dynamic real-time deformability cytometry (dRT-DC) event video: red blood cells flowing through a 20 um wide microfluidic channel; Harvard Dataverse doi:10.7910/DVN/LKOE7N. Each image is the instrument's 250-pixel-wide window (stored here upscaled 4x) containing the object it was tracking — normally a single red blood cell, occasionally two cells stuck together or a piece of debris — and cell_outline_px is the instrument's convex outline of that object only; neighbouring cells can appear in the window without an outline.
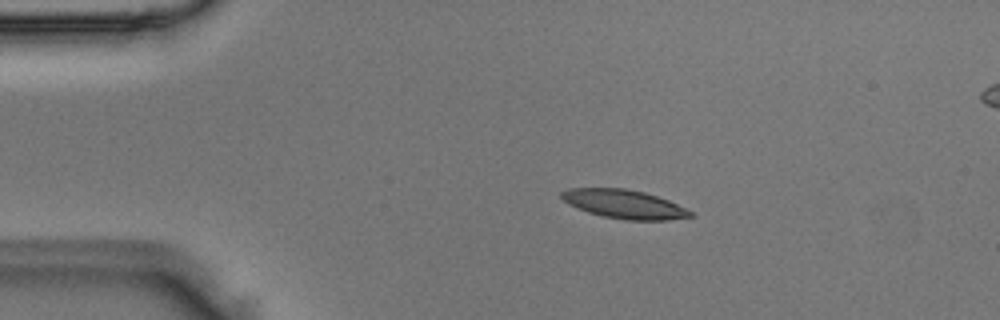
{"species": "Egyptian fruit bat (a non-hibernating species)", "species_latin": "Rousettus aegyptiacus", "temperature_condition": "room temperature", "stored_images_in_passage": 41, "camera_frame_rate_fps": 3000, "um_per_image_px": 0.085, "animal": {"sex": "male"}, "frame": {"image": 1, "passage_image": 1, "time_ms": 0.0, "image_size_px": [1000, 320], "cell_outline_px": [[692, 216], [668, 220], [624, 220], [604, 216], [588, 212], [568, 204], [560, 196], [560, 192], [568, 188], [624, 188], [644, 192], [668, 200], [692, 212]], "centroid_in_image_um": [53.01, 17.34], "position_along_channel_um": 32.0, "area_um2": 21.39}}
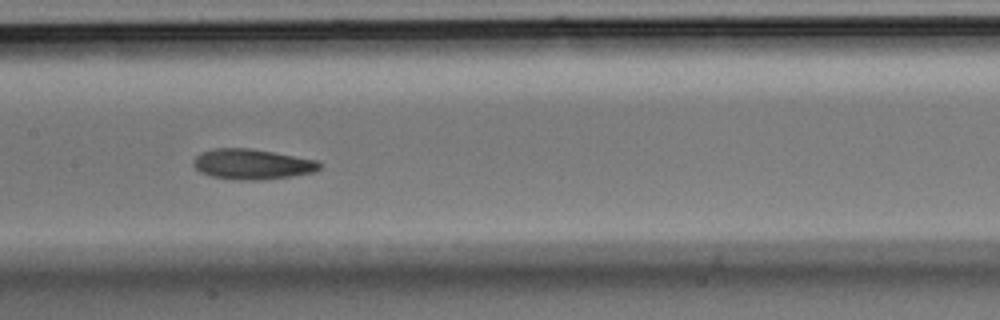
{"frame": {"image": 2, "passage_image": 16, "time_ms": 5.0, "image_size_px": [1000, 320], "cell_outline_px": [[320, 168], [316, 172], [292, 176], [260, 180], [236, 180], [212, 176], [200, 172], [192, 164], [192, 160], [200, 152], [212, 148], [248, 148], [272, 152], [316, 160], [320, 164]], "centroid_in_image_um": [21.39, 13.96], "position_along_channel_um": 186.0, "area_um2": 22.31}}
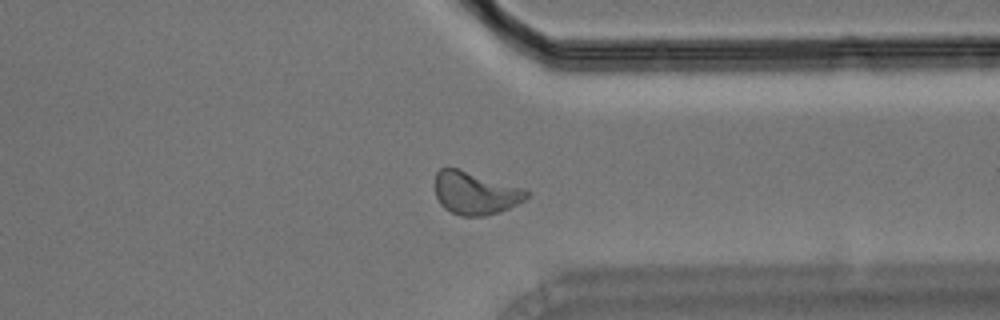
{"frame": {"image": 3, "passage_image": 30, "time_ms": 9.667, "image_size_px": [1000, 320], "cell_outline_px": [[528, 196], [524, 200], [500, 212], [484, 216], [460, 216], [444, 208], [440, 204], [436, 196], [436, 172], [440, 168], [456, 168], [524, 188], [528, 192]], "centroid_in_image_um": [40.39, 16.42], "position_along_channel_um": 371.0, "area_um2": 22.6}}